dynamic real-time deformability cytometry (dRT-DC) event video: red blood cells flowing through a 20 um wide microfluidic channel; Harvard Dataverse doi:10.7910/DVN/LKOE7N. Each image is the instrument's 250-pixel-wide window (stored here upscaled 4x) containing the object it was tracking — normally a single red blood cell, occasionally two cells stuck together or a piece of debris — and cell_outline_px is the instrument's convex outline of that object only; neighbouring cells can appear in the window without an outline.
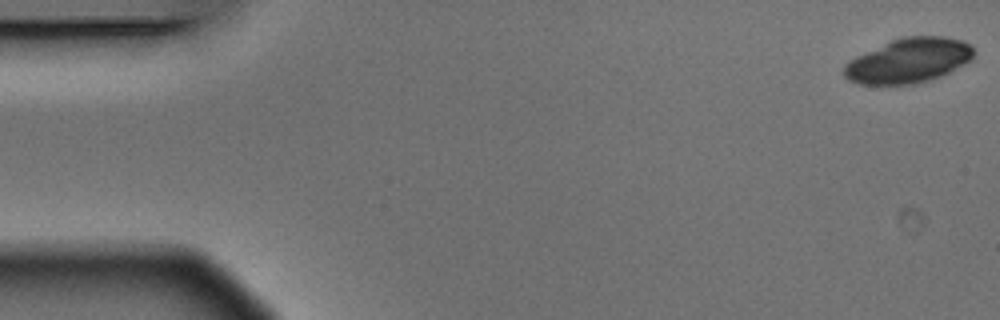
{"species": "Egyptian fruit bat (a non-hibernating species)", "species_latin": "Rousettus aegyptiacus", "temperature_condition": "warm", "stored_images_in_passage": 4, "camera_frame_rate_fps": 3000, "um_per_image_px": 0.085, "animal": {"sex": "male"}, "frame": {"image": 1, "passage_image": 1, "time_ms": 0.0, "image_size_px": [1000, 320], "cell_outline_px": [[976, 52], [972, 60], [940, 76], [928, 80], [912, 84], [860, 84], [848, 80], [844, 76], [844, 64], [848, 60], [856, 56], [892, 40], [904, 36], [944, 36], [964, 40], [972, 44]], "centroid_in_image_um": [77.27, 5.13], "position_along_channel_um": 7.7, "area_um2": 33.87}}